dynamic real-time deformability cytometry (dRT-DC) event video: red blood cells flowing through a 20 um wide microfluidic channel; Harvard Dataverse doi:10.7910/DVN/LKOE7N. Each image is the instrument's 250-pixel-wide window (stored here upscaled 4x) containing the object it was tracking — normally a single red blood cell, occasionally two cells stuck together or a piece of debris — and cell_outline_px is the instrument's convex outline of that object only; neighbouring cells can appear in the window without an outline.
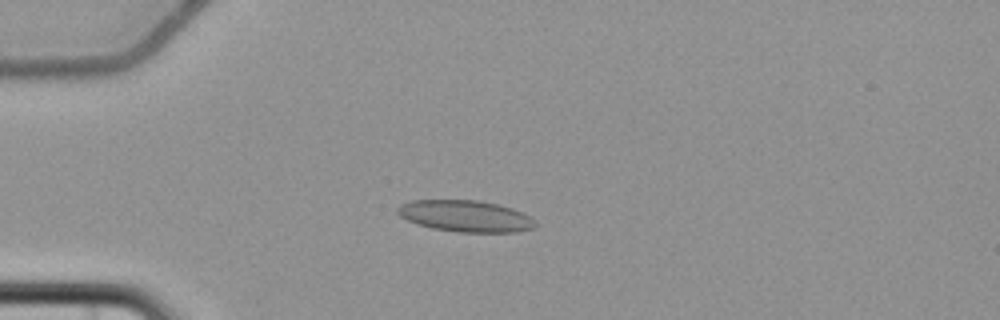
{"species": "common noctule bat (a hibernating species)", "species_latin": "Nyctalus noctula", "temperature_condition": "cold", "stored_images_in_passage": 6, "camera_frame_rate_fps": 3000, "um_per_image_px": 0.085, "animal": {"sex": "female", "body_mass_g": 22.7, "forearm_length_mm": 54.2}, "frame": {"image": 1, "passage_image": 3, "time_ms": 3.333, "image_size_px": [1000, 320], "cell_outline_px": [[536, 228], [516, 232], [456, 232], [432, 228], [408, 220], [400, 216], [396, 212], [396, 208], [400, 204], [412, 200], [476, 200], [496, 204], [512, 208], [524, 212], [536, 224]], "centroid_in_image_um": [39.56, 18.36], "position_along_channel_um": 45.4, "area_um2": 25.26}}
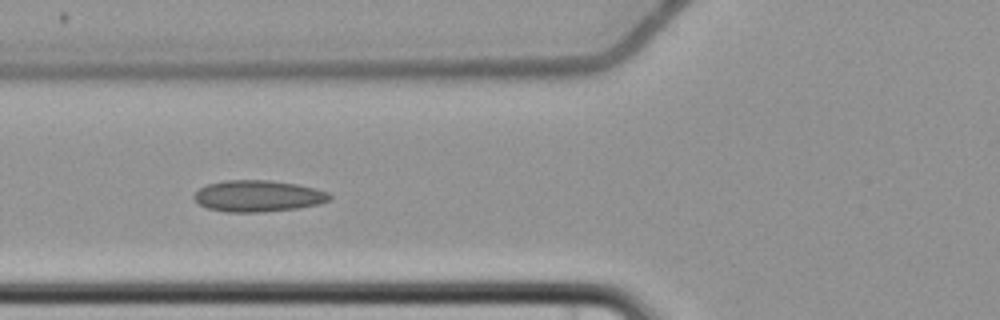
{"frame": {"image": 2, "passage_image": 5, "time_ms": 5.667, "image_size_px": [1000, 320], "cell_outline_px": [[332, 196], [328, 200], [320, 204], [296, 208], [260, 212], [228, 212], [208, 208], [200, 204], [192, 196], [200, 188], [208, 184], [224, 180], [268, 180], [296, 184], [328, 192]], "centroid_in_image_um": [21.92, 16.66], "position_along_channel_um": 103.9, "area_um2": 24.57}}
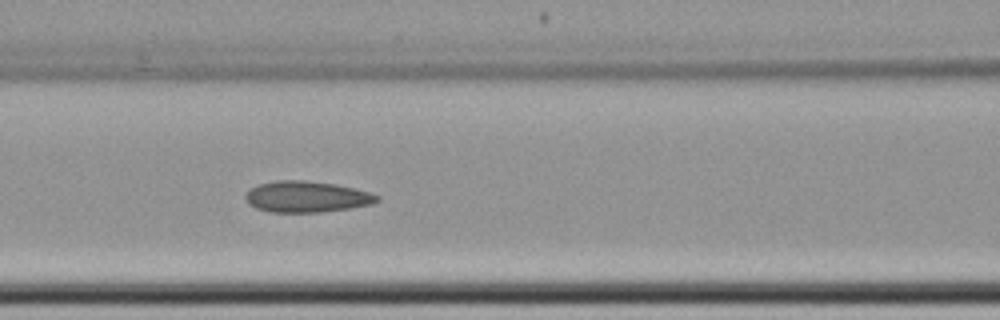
{"frame": {"image": 3, "passage_image": 6, "time_ms": 6.667, "image_size_px": [1000, 320], "cell_outline_px": [[380, 200], [372, 204], [348, 208], [320, 212], [268, 212], [256, 208], [248, 204], [244, 196], [252, 188], [260, 184], [276, 180], [304, 180], [332, 184], [372, 192], [380, 196]], "centroid_in_image_um": [26.06, 16.73], "position_along_channel_um": 140.5, "area_um2": 23.76}}